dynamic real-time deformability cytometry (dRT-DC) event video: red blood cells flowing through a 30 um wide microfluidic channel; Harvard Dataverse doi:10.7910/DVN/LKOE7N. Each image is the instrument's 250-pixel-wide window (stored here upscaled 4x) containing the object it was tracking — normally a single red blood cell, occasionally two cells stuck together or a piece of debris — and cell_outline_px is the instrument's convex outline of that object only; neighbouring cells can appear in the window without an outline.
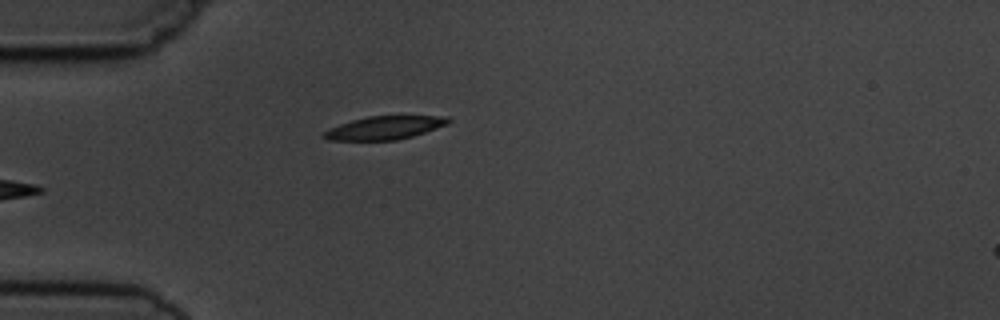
{"species": "common noctule bat (a hibernating species)", "species_latin": "Nyctalus noctula", "temperature_condition": "cold", "stored_images_in_passage": 6, "camera_frame_rate_fps": 3000, "um_per_image_px": 0.085, "animal": {"sex": "male", "body_mass_g": 19.5, "forearm_length_mm": 54.6}, "frame": {"image": 1, "passage_image": 5, "time_ms": 5.667, "image_size_px": [1000, 320], "cell_outline_px": [[452, 120], [448, 124], [412, 136], [396, 140], [328, 140], [320, 136], [324, 132], [340, 124], [352, 120], [368, 116], [448, 116]], "centroid_in_image_um": [32.7, 10.86], "position_along_channel_um": 52.3, "area_um2": 16.7}}